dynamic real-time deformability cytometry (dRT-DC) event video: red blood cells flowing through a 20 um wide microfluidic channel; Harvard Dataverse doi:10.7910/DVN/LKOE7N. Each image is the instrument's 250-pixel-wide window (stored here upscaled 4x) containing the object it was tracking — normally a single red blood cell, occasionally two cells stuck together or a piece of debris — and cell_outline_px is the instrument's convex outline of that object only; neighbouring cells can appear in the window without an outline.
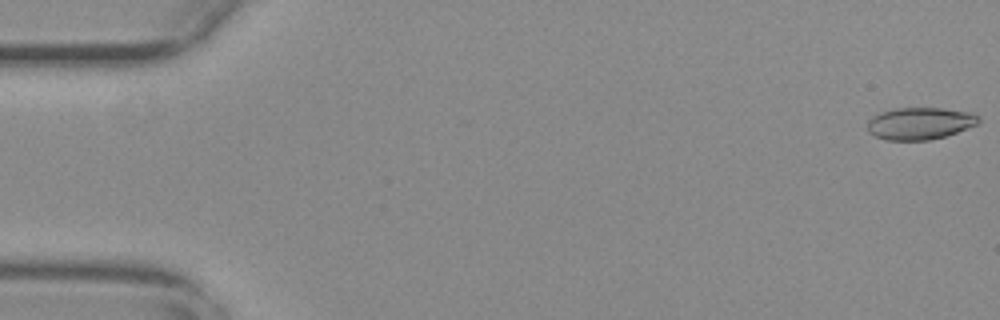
{"species": "common noctule bat (a hibernating species)", "species_latin": "Nyctalus noctula", "temperature_condition": "warm", "stored_images_in_passage": 55, "camera_frame_rate_fps": 3000, "um_per_image_px": 0.085, "animal": {"sex": "female", "body_mass_g": 29.2, "forearm_length_mm": 56.3}, "frame": {"image": 1, "passage_image": 1, "time_ms": 0.0, "image_size_px": [1000, 320], "cell_outline_px": [[980, 120], [976, 124], [968, 128], [944, 136], [928, 140], [884, 140], [868, 132], [868, 120], [872, 116], [880, 112], [896, 108], [944, 108], [972, 112], [980, 116]], "centroid_in_image_um": [78.19, 10.48], "position_along_channel_um": 6.8, "area_um2": 20.87}}
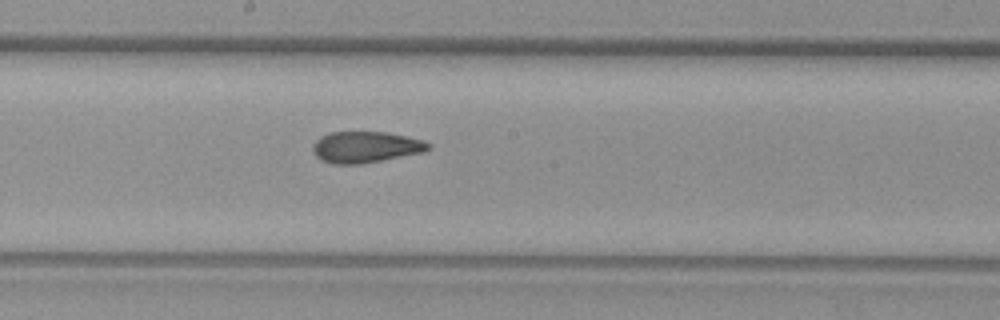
{"frame": {"image": 2, "passage_image": 30, "time_ms": 9.667, "image_size_px": [1000, 320], "cell_outline_px": [[432, 148], [424, 152], [360, 164], [332, 164], [320, 160], [312, 152], [312, 144], [320, 136], [328, 132], [384, 132], [424, 140], [432, 144]], "centroid_in_image_um": [31.05, 12.5], "position_along_channel_um": 217.1, "area_um2": 21.21}}
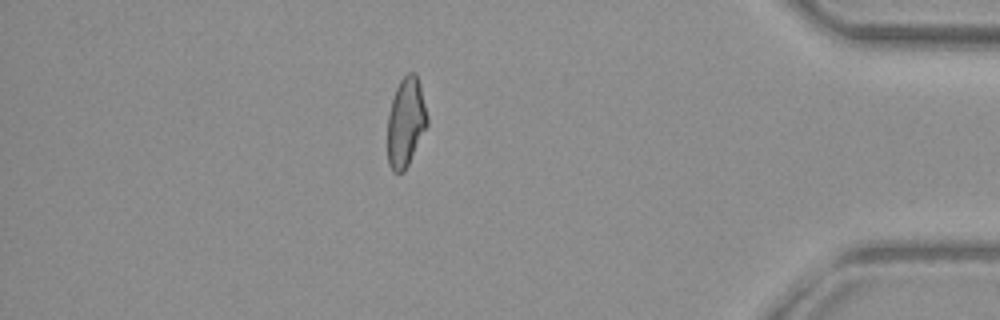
{"frame": {"image": 3, "passage_image": 48, "time_ms": 15.667, "image_size_px": [1000, 320], "cell_outline_px": [[428, 124], [404, 172], [392, 172], [388, 164], [388, 112], [396, 88], [400, 80], [408, 72], [416, 72], [420, 84], [428, 116]], "centroid_in_image_um": [34.49, 10.37], "position_along_channel_um": 400.7, "area_um2": 20.63}, "authors_computed_cell_mechanics": {"area_um2": 21.3282, "velocity_mm_per_s": 3.7764, "shape_relaxation_time_tau1_ms": null, "shape_relaxation_time_tau2_ms": 1.9287, "deformation_change_tau1": null, "deformation_change_tau2": 0.0902}}